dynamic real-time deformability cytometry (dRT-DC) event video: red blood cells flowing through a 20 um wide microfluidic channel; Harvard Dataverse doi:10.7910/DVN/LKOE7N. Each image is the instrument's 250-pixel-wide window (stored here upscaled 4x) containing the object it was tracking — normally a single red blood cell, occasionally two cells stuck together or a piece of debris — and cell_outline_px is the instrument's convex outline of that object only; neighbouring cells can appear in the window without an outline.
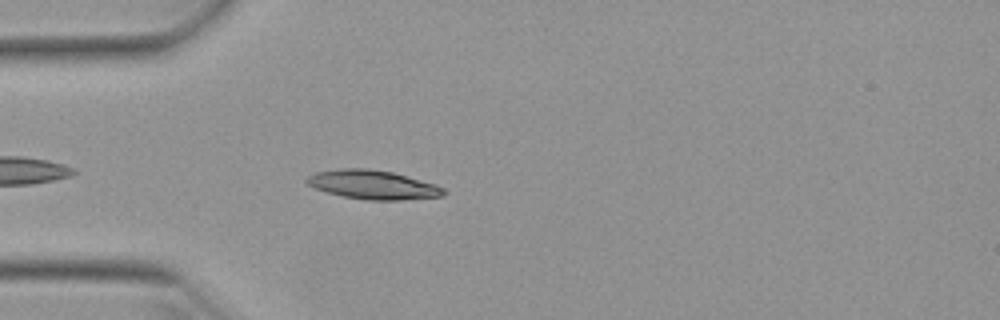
{"species": "Egyptian fruit bat (a non-hibernating species)", "species_latin": "Rousettus aegyptiacus", "temperature_condition": "warm", "stored_images_in_passage": 23, "camera_frame_rate_fps": 3000, "um_per_image_px": 0.085, "animal": {"sex": "female"}, "frame": {"image": 1, "passage_image": 4, "time_ms": 1.0, "image_size_px": [1000, 320], "cell_outline_px": [[448, 192], [444, 196], [400, 200], [368, 200], [344, 196], [328, 192], [316, 188], [308, 184], [304, 180], [308, 176], [316, 172], [340, 168], [368, 168], [392, 172], [436, 184], [444, 188]], "centroid_in_image_um": [31.73, 15.7], "position_along_channel_um": 53.3, "area_um2": 23.06}}
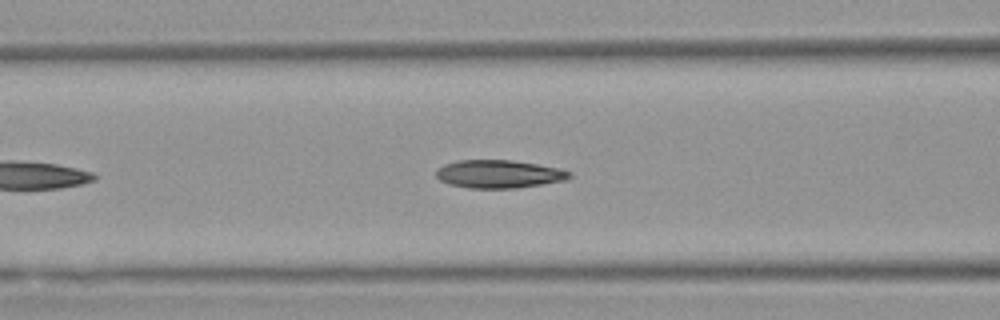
{"frame": {"image": 2, "passage_image": 10, "time_ms": 3.0, "image_size_px": [1000, 320], "cell_outline_px": [[572, 176], [568, 180], [516, 188], [468, 188], [448, 184], [440, 180], [436, 176], [436, 168], [444, 164], [460, 160], [512, 160], [564, 168], [572, 172]], "centroid_in_image_um": [42.45, 14.79], "position_along_channel_um": 124.1, "area_um2": 22.14}}
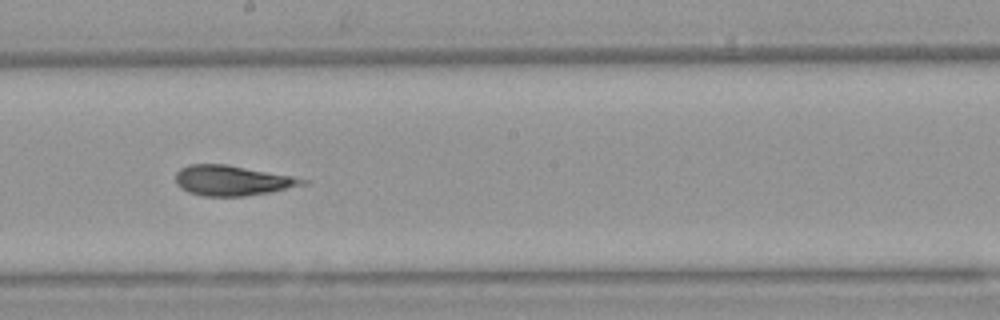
{"frame": {"image": 3, "passage_image": 18, "time_ms": 5.667, "image_size_px": [1000, 320], "cell_outline_px": [[308, 184], [272, 192], [244, 196], [204, 196], [188, 192], [180, 188], [176, 184], [176, 172], [180, 168], [188, 164], [228, 164], [292, 176], [308, 180]], "centroid_in_image_um": [19.74, 15.34], "position_along_channel_um": 228.5, "area_um2": 22.48}}